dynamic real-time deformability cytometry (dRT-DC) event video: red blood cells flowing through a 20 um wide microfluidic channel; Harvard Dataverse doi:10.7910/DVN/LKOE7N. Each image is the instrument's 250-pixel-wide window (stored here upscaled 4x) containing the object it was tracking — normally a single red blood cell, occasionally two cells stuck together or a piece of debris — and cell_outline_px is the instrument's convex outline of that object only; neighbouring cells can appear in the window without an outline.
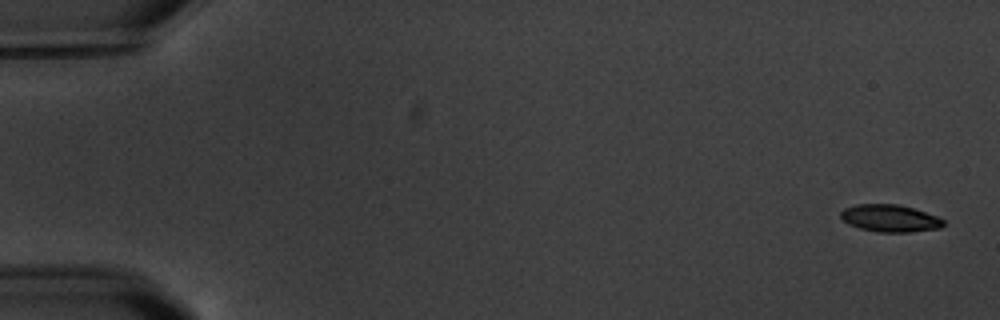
{"species": "common noctule bat (a hibernating species)", "species_latin": "Nyctalus noctula", "temperature_condition": "warm", "stored_images_in_passage": 6, "camera_frame_rate_fps": 3000, "um_per_image_px": 0.085, "animal": {"sex": "male", "body_mass_g": 20.1, "forearm_length_mm": 53.5}, "frame": {"image": 1, "passage_image": 1, "time_ms": 0.0, "image_size_px": [1000, 320], "cell_outline_px": [[944, 224], [940, 228], [912, 232], [880, 232], [860, 228], [848, 224], [840, 216], [840, 212], [844, 208], [856, 204], [896, 204], [912, 208], [936, 216], [944, 220]], "centroid_in_image_um": [75.63, 18.55], "position_along_channel_um": 9.4, "area_um2": 16.18}}
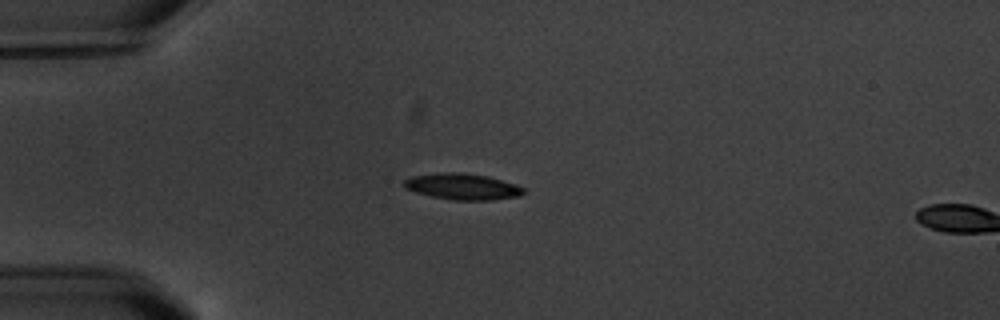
{"frame": {"image": 2, "passage_image": 5, "time_ms": 4.667, "image_size_px": [1000, 320], "cell_outline_px": [[524, 192], [520, 196], [492, 200], [456, 200], [432, 196], [416, 192], [404, 188], [404, 180], [412, 176], [444, 172], [464, 172], [488, 176], [516, 184], [524, 188]], "centroid_in_image_um": [39.33, 15.85], "position_along_channel_um": 45.7, "area_um2": 18.21}}